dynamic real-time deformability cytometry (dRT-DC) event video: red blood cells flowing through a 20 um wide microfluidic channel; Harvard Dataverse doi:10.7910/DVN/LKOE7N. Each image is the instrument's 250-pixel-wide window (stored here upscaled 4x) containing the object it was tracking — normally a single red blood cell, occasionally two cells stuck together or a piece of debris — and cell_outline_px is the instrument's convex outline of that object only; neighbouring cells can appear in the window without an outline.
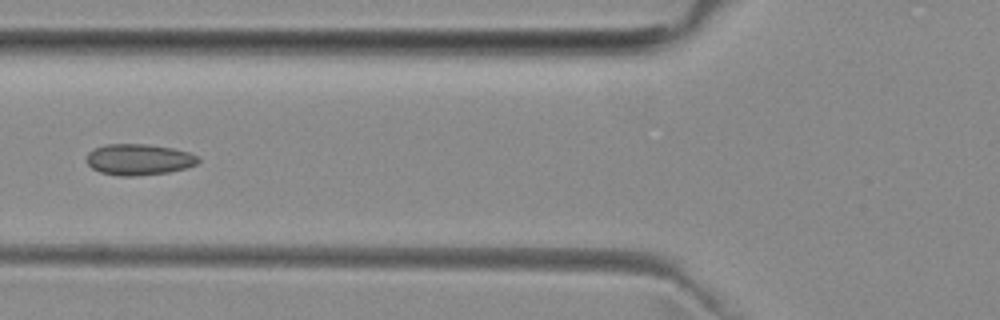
{"species": "common noctule bat (a hibernating species)", "species_latin": "Nyctalus noctula", "temperature_condition": "room temperature", "stored_images_in_passage": 7, "camera_frame_rate_fps": 3000, "um_per_image_px": 0.085, "animal": {"sex": "female", "body_mass_g": 29.2, "forearm_length_mm": 56.3}, "frame": {"image": 1, "passage_image": 6, "time_ms": 5.667, "image_size_px": [1000, 320], "cell_outline_px": [[200, 160], [196, 164], [184, 168], [168, 172], [136, 176], [116, 176], [100, 172], [92, 168], [84, 160], [88, 152], [104, 144], [148, 144], [172, 148], [188, 152], [196, 156]], "centroid_in_image_um": [11.74, 13.56], "position_along_channel_um": 114.1, "area_um2": 20.29}}
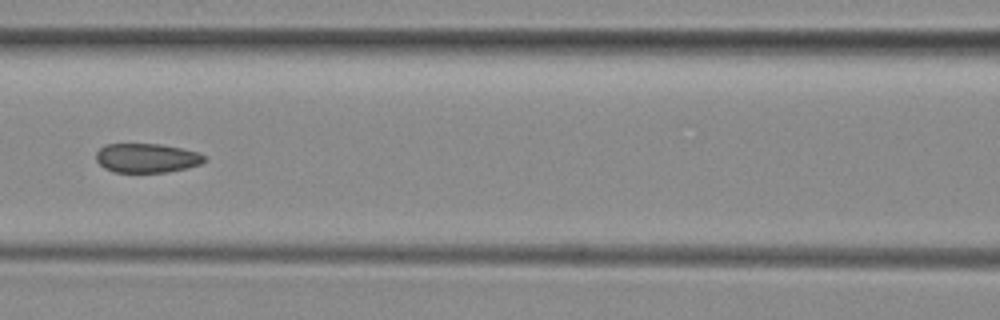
{"frame": {"image": 2, "passage_image": 7, "time_ms": 6.667, "image_size_px": [1000, 320], "cell_outline_px": [[208, 160], [200, 164], [188, 168], [168, 172], [112, 172], [104, 168], [96, 160], [96, 152], [104, 144], [160, 144], [180, 148], [196, 152], [208, 156]], "centroid_in_image_um": [12.49, 13.44], "position_along_channel_um": 154.1, "area_um2": 18.61}}